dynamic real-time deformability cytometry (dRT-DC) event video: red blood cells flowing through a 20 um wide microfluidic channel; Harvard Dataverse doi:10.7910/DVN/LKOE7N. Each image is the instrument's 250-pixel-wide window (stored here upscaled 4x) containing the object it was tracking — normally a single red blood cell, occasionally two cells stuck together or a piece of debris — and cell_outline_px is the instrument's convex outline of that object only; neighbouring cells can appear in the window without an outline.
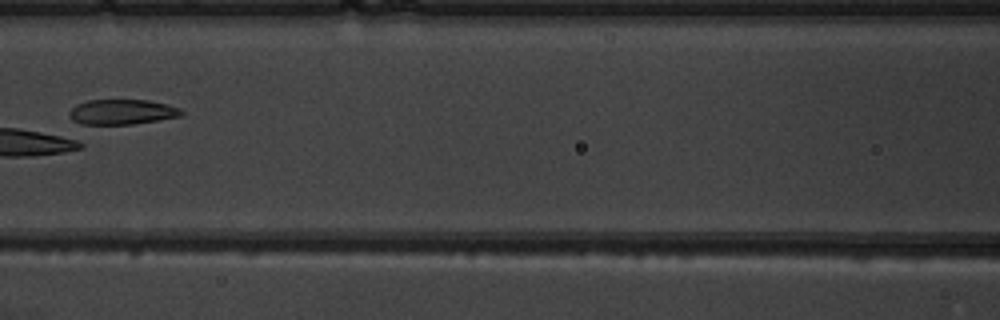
{"species": "common noctule bat (a hibernating species)", "species_latin": "Nyctalus noctula", "temperature_condition": "warm", "stored_images_in_passage": 7, "camera_frame_rate_fps": 3000, "um_per_image_px": 0.085, "animal": {"sex": "male", "body_mass_g": 19.5, "forearm_length_mm": 54.6}, "frame": {"image": 1, "passage_image": 7, "time_ms": 7.0, "image_size_px": [1000, 320], "cell_outline_px": [[184, 112], [180, 116], [132, 124], [84, 128], [80, 128], [68, 116], [68, 112], [76, 104], [88, 100], [148, 100], [180, 108]], "centroid_in_image_um": [10.19, 9.57], "position_along_channel_um": 156.4, "area_um2": 17.22}}